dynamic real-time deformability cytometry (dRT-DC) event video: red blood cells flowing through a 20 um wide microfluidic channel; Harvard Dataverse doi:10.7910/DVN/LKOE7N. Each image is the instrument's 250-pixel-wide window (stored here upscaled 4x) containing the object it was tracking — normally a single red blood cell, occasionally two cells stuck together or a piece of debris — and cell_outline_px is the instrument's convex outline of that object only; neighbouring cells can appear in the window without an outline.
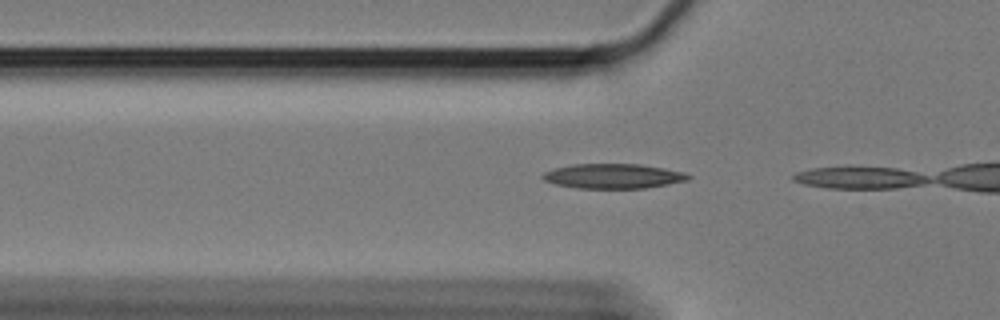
{"species": "Egyptian fruit bat (a non-hibernating species)", "species_latin": "Rousettus aegyptiacus", "temperature_condition": "cold", "stored_images_in_passage": 8, "camera_frame_rate_fps": 3000, "um_per_image_px": 0.085, "animal": {"sex": "female"}, "frame": {"image": 1, "passage_image": 7, "time_ms": 2.0, "image_size_px": [1000, 320], "cell_outline_px": [[692, 176], [688, 180], [668, 184], [644, 188], [576, 188], [556, 184], [544, 180], [540, 176], [544, 172], [556, 168], [572, 164], [640, 164], [664, 168], [684, 172]], "centroid_in_image_um": [52.12, 14.97], "position_along_channel_um": 73.7, "area_um2": 20.92}}